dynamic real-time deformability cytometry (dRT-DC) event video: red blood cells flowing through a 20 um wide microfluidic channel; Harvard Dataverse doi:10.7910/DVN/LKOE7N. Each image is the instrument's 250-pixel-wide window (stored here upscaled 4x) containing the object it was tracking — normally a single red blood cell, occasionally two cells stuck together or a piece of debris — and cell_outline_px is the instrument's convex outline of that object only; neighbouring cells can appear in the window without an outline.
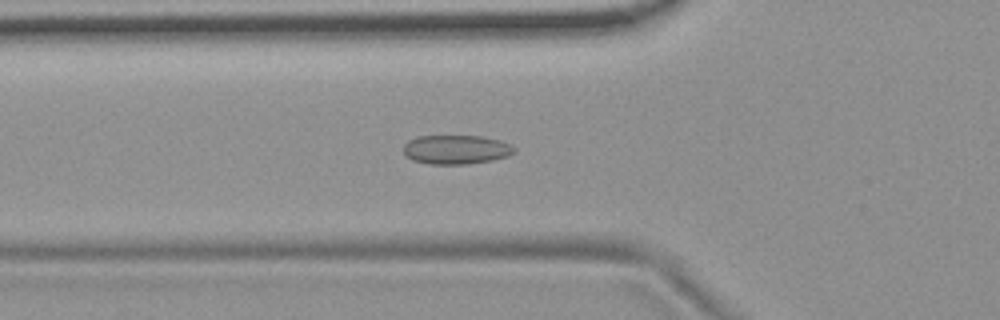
{"species": "common noctule bat (a hibernating species)", "species_latin": "Nyctalus noctula", "temperature_condition": "room temperature", "stored_images_in_passage": 54, "camera_frame_rate_fps": 3000, "um_per_image_px": 0.085, "animal": {"sex": "female", "body_mass_g": 19.9}, "frame": {"image": 1, "passage_image": 19, "time_ms": 6.0, "image_size_px": [1000, 320], "cell_outline_px": [[516, 152], [508, 156], [492, 160], [468, 164], [428, 164], [412, 160], [404, 152], [404, 144], [408, 140], [420, 136], [480, 136], [500, 140], [512, 144], [516, 148]], "centroid_in_image_um": [38.81, 12.71], "position_along_channel_um": 87.0, "area_um2": 18.9}}
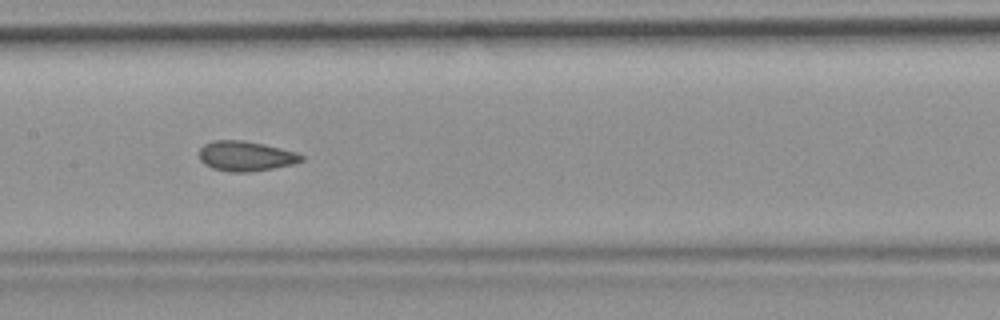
{"frame": {"image": 2, "passage_image": 27, "time_ms": 8.667, "image_size_px": [1000, 320], "cell_outline_px": [[304, 160], [292, 164], [272, 168], [248, 172], [228, 172], [212, 168], [204, 164], [200, 160], [200, 148], [204, 144], [212, 140], [244, 140], [264, 144], [296, 152], [304, 156]], "centroid_in_image_um": [20.86, 13.26], "position_along_channel_um": 186.5, "area_um2": 17.86}}
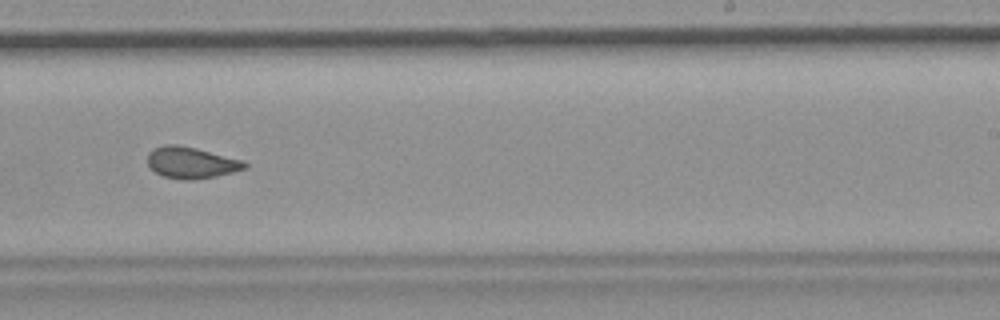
{"frame": {"image": 3, "passage_image": 34, "time_ms": 11.0, "image_size_px": [1000, 320], "cell_outline_px": [[248, 168], [216, 176], [192, 180], [180, 180], [164, 176], [156, 172], [148, 164], [148, 152], [152, 148], [164, 144], [176, 144], [196, 148], [244, 160], [248, 164]], "centroid_in_image_um": [16.27, 13.82], "position_along_channel_um": 272.7, "area_um2": 17.92}, "authors_computed_cell_mechanics": {"area_um2": 18.2359, "velocity_mm_per_s": 3.7127, "shape_relaxation_time_tau1_ms": null, "shape_relaxation_time_tau2_ms": 1.4425, "deformation_change_tau1": null, "deformation_change_tau2": 0.0838}}